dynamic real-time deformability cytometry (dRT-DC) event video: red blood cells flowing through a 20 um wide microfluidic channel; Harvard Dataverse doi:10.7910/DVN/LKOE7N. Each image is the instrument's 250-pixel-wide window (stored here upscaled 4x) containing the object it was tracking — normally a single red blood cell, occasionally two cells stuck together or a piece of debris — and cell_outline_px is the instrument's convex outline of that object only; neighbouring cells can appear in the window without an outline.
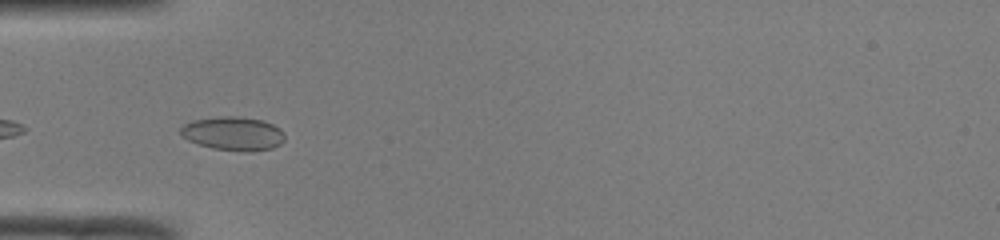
{"species": "common noctule bat (a hibernating species)", "species_latin": "Nyctalus noctula", "temperature_condition": "room temperature", "stored_images_in_passage": 17, "camera_frame_rate_fps": 3000, "um_per_image_px": 0.085, "animal": {"sex": "male", "body_mass_g": 19.0, "forearm_length_mm": 50.8}, "frame": {"image": 1, "passage_image": 3, "time_ms": 0.667, "image_size_px": [1000, 240], "cell_outline_px": [[284, 136], [276, 144], [268, 148], [216, 148], [200, 144], [184, 136], [180, 132], [180, 128], [188, 124], [200, 120], [260, 120], [272, 124]], "centroid_in_image_um": [19.79, 11.36], "position_along_channel_um": 65.2, "area_um2": 17.34}}
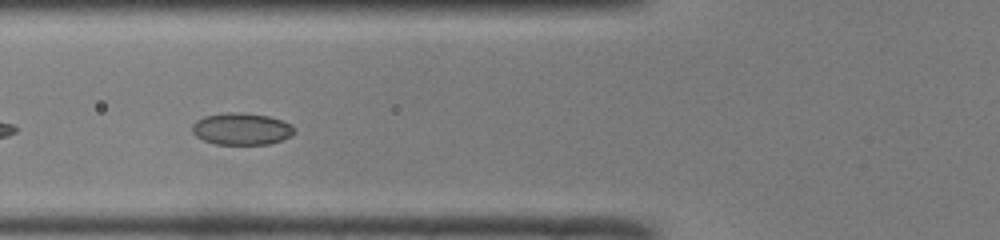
{"frame": {"image": 2, "passage_image": 6, "time_ms": 1.667, "image_size_px": [1000, 240], "cell_outline_px": [[292, 132], [288, 136], [280, 140], [268, 144], [216, 144], [204, 140], [192, 128], [200, 120], [208, 116], [264, 116], [280, 120], [288, 124], [292, 128]], "centroid_in_image_um": [20.57, 11.04], "position_along_channel_um": 105.2, "area_um2": 16.94}}